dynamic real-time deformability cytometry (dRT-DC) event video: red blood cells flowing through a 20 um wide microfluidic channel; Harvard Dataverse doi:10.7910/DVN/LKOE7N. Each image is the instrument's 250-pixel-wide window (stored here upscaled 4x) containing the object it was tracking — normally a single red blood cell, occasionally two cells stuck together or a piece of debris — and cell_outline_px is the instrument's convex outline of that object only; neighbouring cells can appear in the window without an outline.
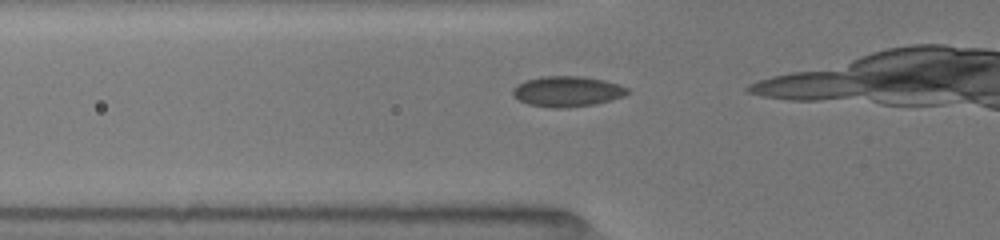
{"species": "common noctule bat (a hibernating species)", "species_latin": "Nyctalus noctula", "temperature_condition": "room temperature", "stored_images_in_passage": 14, "camera_frame_rate_fps": 3000, "um_per_image_px": 0.085, "animal": {"sex": "female", "body_mass_g": 19.5, "forearm_length_mm": 54.1}, "frame": {"image": 1, "passage_image": 10, "time_ms": 3.0, "image_size_px": [1000, 240], "cell_outline_px": [[632, 92], [624, 96], [612, 100], [596, 104], [560, 108], [552, 108], [528, 104], [512, 96], [512, 88], [516, 84], [524, 80], [544, 76], [580, 76], [604, 80], [628, 88]], "centroid_in_image_um": [48.2, 7.77], "position_along_channel_um": 77.6, "area_um2": 20.52}}